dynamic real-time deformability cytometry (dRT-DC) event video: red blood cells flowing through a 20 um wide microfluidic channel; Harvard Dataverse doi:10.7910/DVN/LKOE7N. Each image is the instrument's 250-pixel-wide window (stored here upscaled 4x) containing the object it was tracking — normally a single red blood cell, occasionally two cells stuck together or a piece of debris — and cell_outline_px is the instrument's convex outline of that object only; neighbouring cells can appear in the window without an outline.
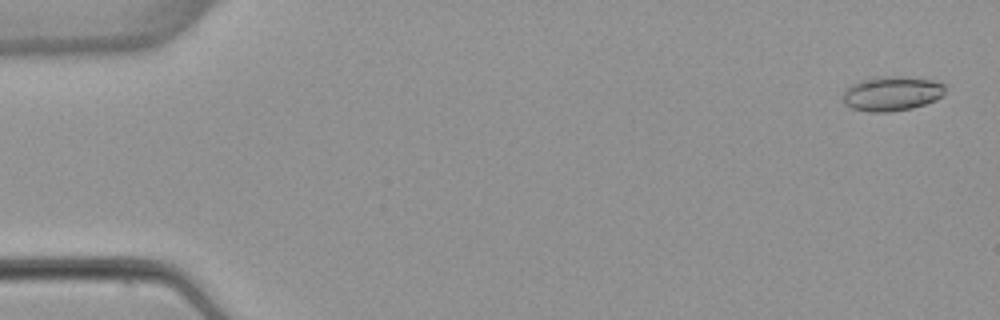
{"species": "common noctule bat (a hibernating species)", "species_latin": "Nyctalus noctula", "temperature_condition": "warm", "stored_images_in_passage": 7, "camera_frame_rate_fps": 3000, "um_per_image_px": 0.085, "animal": {"sex": "female", "body_mass_g": 22.7, "forearm_length_mm": 54.2}, "frame": {"image": 1, "passage_image": 1, "time_ms": 0.0, "image_size_px": [1000, 320], "cell_outline_px": [[944, 96], [936, 100], [912, 108], [888, 112], [868, 112], [852, 108], [844, 104], [844, 88], [868, 76], [908, 76], [932, 80], [944, 84]], "centroid_in_image_um": [75.79, 7.93], "position_along_channel_um": 9.2, "area_um2": 20.98}}
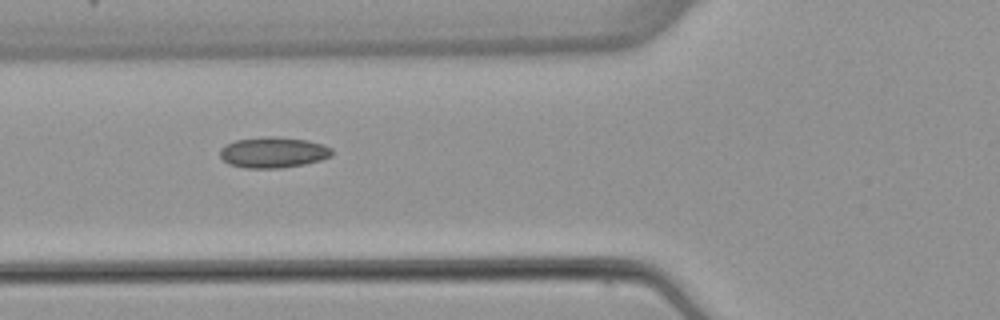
{"frame": {"image": 2, "passage_image": 6, "time_ms": 6.0, "image_size_px": [1000, 320], "cell_outline_px": [[332, 156], [320, 160], [304, 164], [280, 168], [244, 168], [228, 164], [220, 156], [220, 148], [224, 144], [236, 140], [268, 136], [276, 136], [308, 140], [324, 144], [332, 148]], "centroid_in_image_um": [23.22, 12.95], "position_along_channel_um": 102.6, "area_um2": 20.29}}
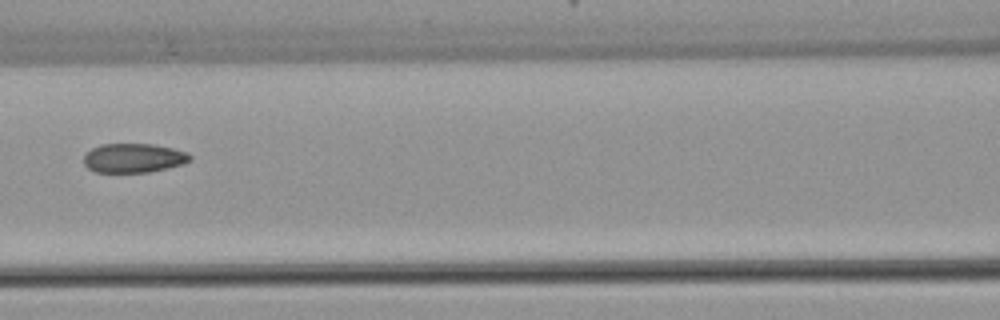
{"frame": {"image": 3, "passage_image": 7, "time_ms": 7.333, "image_size_px": [1000, 320], "cell_outline_px": [[192, 160], [184, 164], [148, 172], [96, 172], [88, 168], [84, 164], [84, 156], [92, 148], [100, 144], [152, 144], [172, 148], [188, 152], [192, 156]], "centroid_in_image_um": [11.38, 13.43], "position_along_channel_um": 155.2, "area_um2": 18.09}}